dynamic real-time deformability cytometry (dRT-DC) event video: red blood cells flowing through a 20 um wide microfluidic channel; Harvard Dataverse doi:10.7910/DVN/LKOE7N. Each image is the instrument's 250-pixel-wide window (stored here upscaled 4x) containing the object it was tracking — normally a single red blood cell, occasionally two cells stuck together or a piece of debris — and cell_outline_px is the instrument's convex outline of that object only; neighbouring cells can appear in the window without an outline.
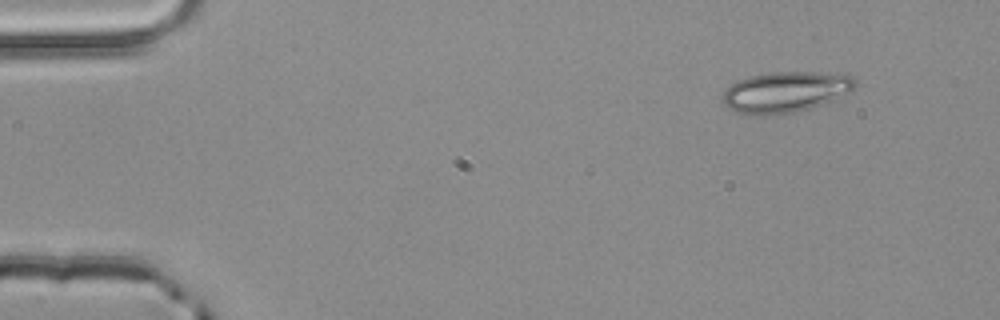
{"species": "common noctule bat (a hibernating species)", "species_latin": "Nyctalus noctula", "temperature_condition": "room temperature", "stored_images_in_passage": 3, "camera_frame_rate_fps": 3000, "um_per_image_px": 0.085, "animal": {"sex": "male", "body_mass_g": 20.4}, "frame": {"image": 1, "passage_image": 1, "time_ms": 0.0, "image_size_px": [1000, 320], "cell_outline_px": [[856, 84], [848, 92], [832, 100], [808, 108], [792, 112], [736, 112], [728, 108], [724, 104], [724, 88], [736, 80], [748, 76], [772, 72], [812, 72], [852, 76], [856, 80]], "centroid_in_image_um": [66.73, 7.76], "position_along_channel_um": 18.3, "area_um2": 30.35}}